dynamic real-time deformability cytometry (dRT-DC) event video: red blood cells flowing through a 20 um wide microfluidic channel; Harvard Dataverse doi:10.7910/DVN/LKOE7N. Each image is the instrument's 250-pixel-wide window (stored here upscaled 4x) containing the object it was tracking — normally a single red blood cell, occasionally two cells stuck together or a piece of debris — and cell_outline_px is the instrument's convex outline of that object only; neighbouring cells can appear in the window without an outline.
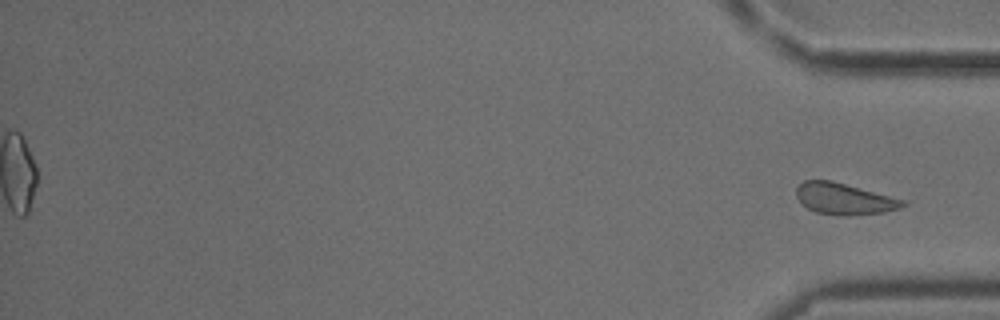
{"species": "common noctule bat (a hibernating species)", "species_latin": "Nyctalus noctula", "temperature_condition": "cold", "stored_images_in_passage": 46, "segment_of_instrument_passage": [2, 2], "camera_frame_rate_fps": 3000, "um_per_image_px": 0.085, "animal": {"sex": "male", "body_mass_g": 18.8}, "frame": {"image": 1, "passage_image": 46, "time_ms": 15.0, "image_size_px": [1000, 320], "cell_outline_px": [[904, 204], [900, 208], [884, 212], [848, 216], [836, 216], [816, 212], [808, 208], [796, 196], [796, 188], [804, 180], [832, 180], [904, 200]], "centroid_in_image_um": [71.72, 16.9], "position_along_channel_um": 363.5, "area_um2": 19.31}}